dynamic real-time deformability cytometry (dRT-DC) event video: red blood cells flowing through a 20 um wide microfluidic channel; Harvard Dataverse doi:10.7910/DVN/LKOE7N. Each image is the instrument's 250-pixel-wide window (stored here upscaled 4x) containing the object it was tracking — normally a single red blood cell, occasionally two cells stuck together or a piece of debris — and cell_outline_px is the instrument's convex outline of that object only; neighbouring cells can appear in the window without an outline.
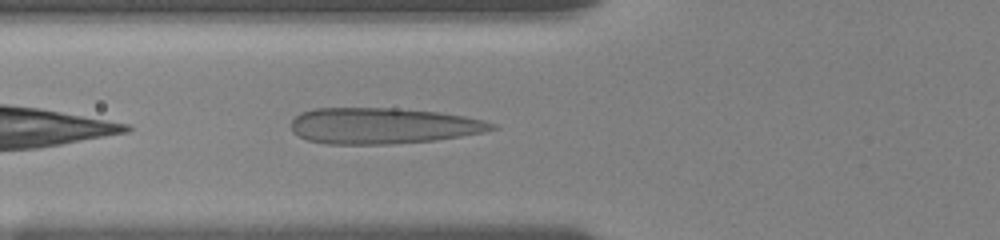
{"species": "human", "species_latin": "Homo sapiens", "temperature_condition": "room temperature", "stored_images_in_passage": 12, "camera_frame_rate_fps": 3000, "um_per_image_px": 0.085, "donor": {"sex": "female"}, "frame": {"image": 1, "passage_image": 4, "time_ms": 1.0, "image_size_px": [1000, 240], "cell_outline_px": [[500, 128], [484, 132], [436, 140], [388, 144], [328, 144], [308, 140], [292, 132], [292, 120], [300, 112], [312, 108], [396, 108], [436, 112], [464, 116], [484, 120], [496, 124]], "centroid_in_image_um": [32.55, 10.69], "position_along_channel_um": 93.2, "area_um2": 42.19}}
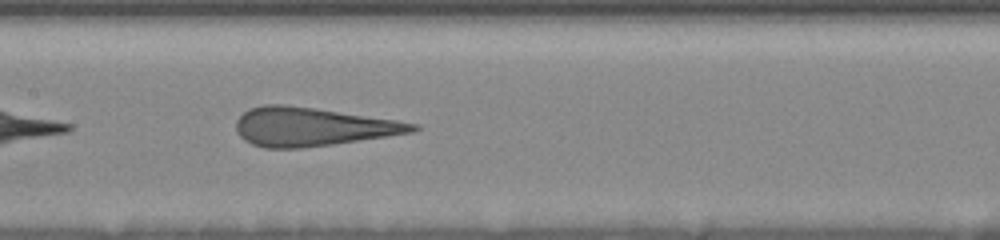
{"frame": {"image": 2, "passage_image": 10, "time_ms": 3.333, "image_size_px": [1000, 240], "cell_outline_px": [[420, 128], [412, 132], [332, 144], [300, 148], [264, 148], [252, 144], [244, 140], [236, 132], [236, 120], [248, 108], [264, 104], [284, 104], [396, 120], [420, 124]], "centroid_in_image_um": [26.49, 10.77], "position_along_channel_um": 180.9, "area_um2": 39.3}}
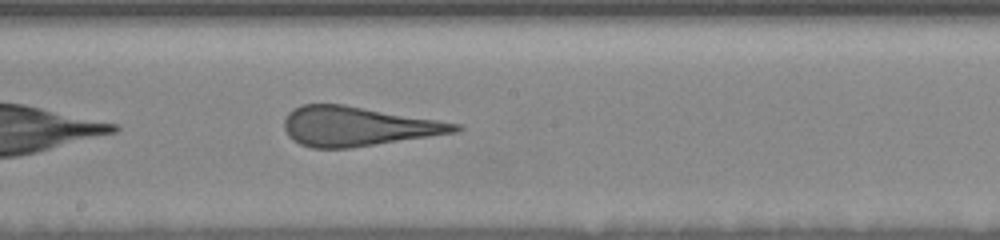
{"frame": {"image": 3, "passage_image": 12, "time_ms": 4.333, "image_size_px": [1000, 240], "cell_outline_px": [[464, 128], [456, 132], [348, 148], [312, 148], [300, 144], [292, 140], [288, 136], [284, 128], [284, 120], [288, 112], [292, 108], [304, 104], [344, 104], [464, 124]], "centroid_in_image_um": [30.39, 10.72], "position_along_channel_um": 217.8, "area_um2": 39.3}}